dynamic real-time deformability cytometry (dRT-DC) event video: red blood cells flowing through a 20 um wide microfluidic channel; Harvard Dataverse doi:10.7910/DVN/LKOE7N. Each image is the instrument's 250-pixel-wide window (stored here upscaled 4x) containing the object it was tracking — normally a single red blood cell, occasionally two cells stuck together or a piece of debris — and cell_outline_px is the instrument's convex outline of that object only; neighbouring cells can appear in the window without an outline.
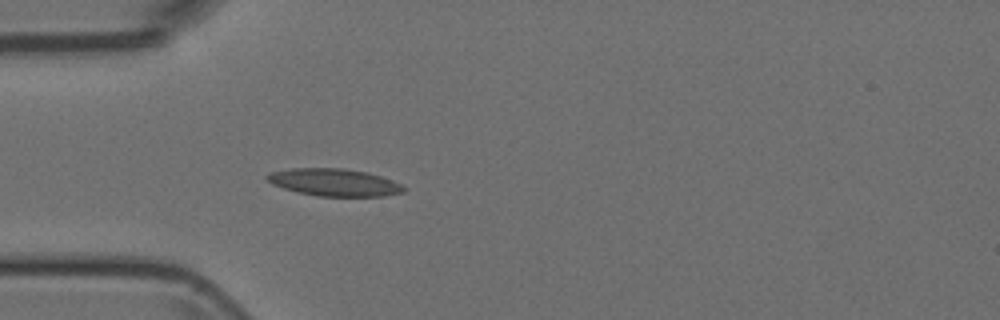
{"species": "Egyptian fruit bat (a non-hibernating species)", "species_latin": "Rousettus aegyptiacus", "temperature_condition": "room temperature", "stored_images_in_passage": 32, "camera_frame_rate_fps": 3000, "um_per_image_px": 0.085, "animal": {"sex": "female"}, "frame": {"image": 1, "passage_image": 1, "time_ms": 0.0, "image_size_px": [1000, 320], "cell_outline_px": [[408, 188], [404, 192], [384, 196], [320, 196], [296, 192], [272, 184], [264, 176], [268, 172], [292, 168], [344, 168], [368, 172], [392, 180]], "centroid_in_image_um": [28.41, 15.49], "position_along_channel_um": 56.6, "area_um2": 21.91}}
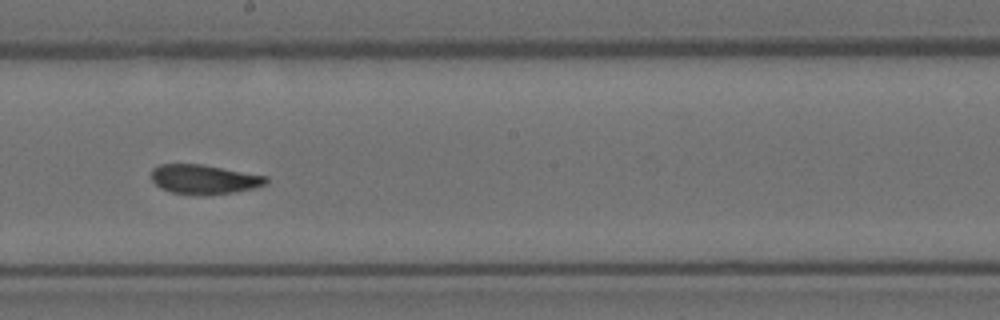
{"frame": {"image": 2, "passage_image": 14, "time_ms": 4.333, "image_size_px": [1000, 320], "cell_outline_px": [[268, 184], [236, 192], [208, 196], [200, 196], [172, 192], [160, 188], [152, 180], [152, 168], [160, 164], [200, 164], [268, 176]], "centroid_in_image_um": [17.36, 15.26], "position_along_channel_um": 230.8, "area_um2": 19.88}}
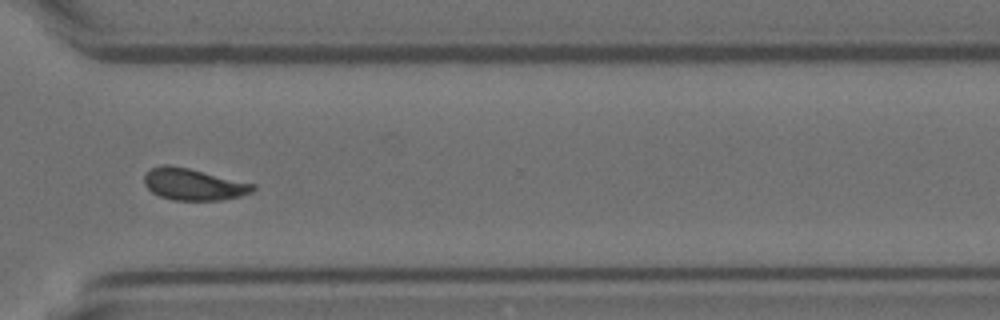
{"frame": {"image": 3, "passage_image": 23, "time_ms": 7.333, "image_size_px": [1000, 320], "cell_outline_px": [[256, 188], [252, 192], [240, 196], [220, 200], [172, 200], [160, 196], [152, 192], [144, 184], [144, 176], [152, 168], [164, 164], [168, 164], [188, 168], [256, 184]], "centroid_in_image_um": [16.45, 15.67], "position_along_channel_um": 354.1, "area_um2": 20.0}}